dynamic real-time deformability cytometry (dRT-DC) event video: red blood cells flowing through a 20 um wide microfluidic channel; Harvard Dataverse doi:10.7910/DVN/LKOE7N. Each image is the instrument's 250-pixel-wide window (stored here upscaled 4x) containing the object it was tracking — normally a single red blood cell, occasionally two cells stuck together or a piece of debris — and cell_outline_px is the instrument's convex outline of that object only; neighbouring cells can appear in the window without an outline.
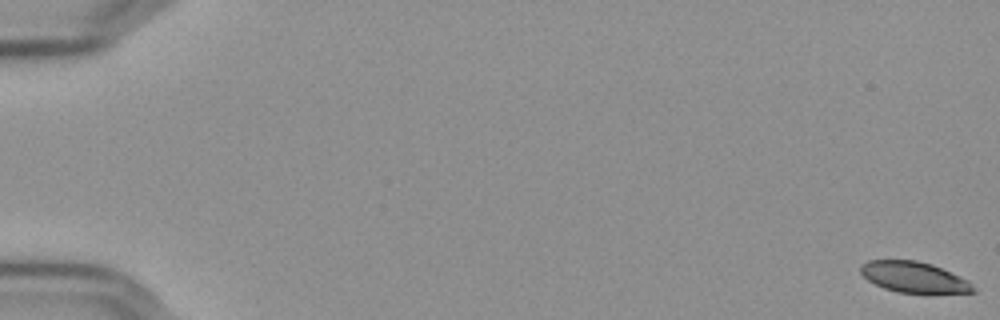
{"species": "Egyptian fruit bat (a non-hibernating species)", "species_latin": "Rousettus aegyptiacus", "temperature_condition": "cold", "stored_images_in_passage": 59, "camera_frame_rate_fps": 3000, "um_per_image_px": 0.085, "frame": {"image": 1, "passage_image": 1, "time_ms": 0.0, "image_size_px": [1000, 320], "cell_outline_px": [[976, 292], [896, 292], [884, 288], [868, 280], [860, 272], [860, 264], [868, 260], [916, 260], [932, 264], [960, 276], [968, 280], [972, 284]], "centroid_in_image_um": [77.65, 23.53], "position_along_channel_um": 7.3, "area_um2": 19.94}}
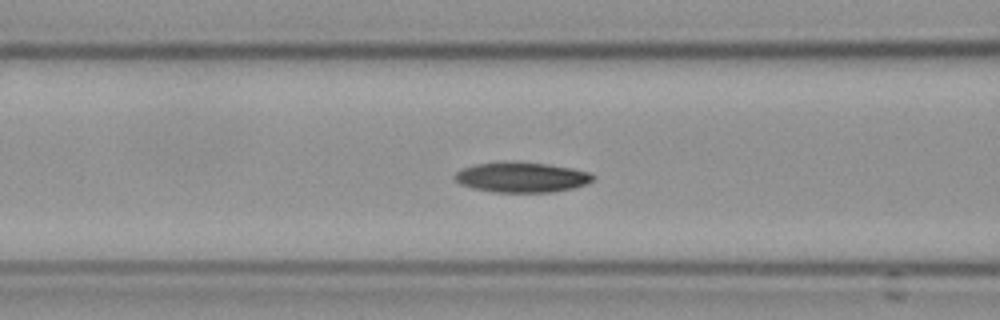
{"frame": {"image": 2, "passage_image": 25, "time_ms": 8.0, "image_size_px": [1000, 320], "cell_outline_px": [[596, 176], [592, 180], [584, 184], [572, 188], [552, 192], [492, 192], [472, 188], [460, 184], [452, 176], [460, 168], [476, 164], [548, 164], [572, 168], [588, 172]], "centroid_in_image_um": [44.32, 15.1], "position_along_channel_um": 122.3, "area_um2": 23.52}}
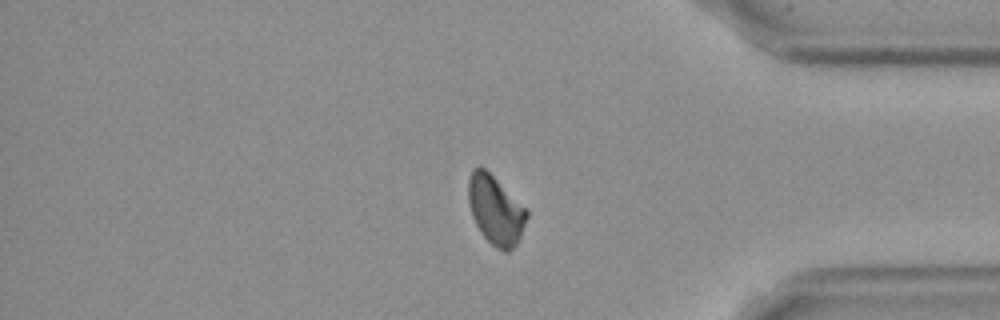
{"frame": {"image": 3, "passage_image": 49, "time_ms": 16.0, "image_size_px": [1000, 320], "cell_outline_px": [[528, 216], [520, 236], [516, 244], [508, 252], [504, 252], [496, 248], [480, 232], [472, 216], [468, 200], [468, 180], [472, 168], [484, 168], [528, 208]], "centroid_in_image_um": [42.13, 17.86], "position_along_channel_um": 393.1, "area_um2": 23.41}, "authors_computed_cell_mechanics": {"area_um2": 23.4668, "velocity_mm_per_s": 3.6192, "shape_relaxation_time_tau1_ms": 3.6428, "shape_relaxation_time_tau2_ms": null, "deformation_change_tau1": 0.1123, "deformation_change_tau2": null}}